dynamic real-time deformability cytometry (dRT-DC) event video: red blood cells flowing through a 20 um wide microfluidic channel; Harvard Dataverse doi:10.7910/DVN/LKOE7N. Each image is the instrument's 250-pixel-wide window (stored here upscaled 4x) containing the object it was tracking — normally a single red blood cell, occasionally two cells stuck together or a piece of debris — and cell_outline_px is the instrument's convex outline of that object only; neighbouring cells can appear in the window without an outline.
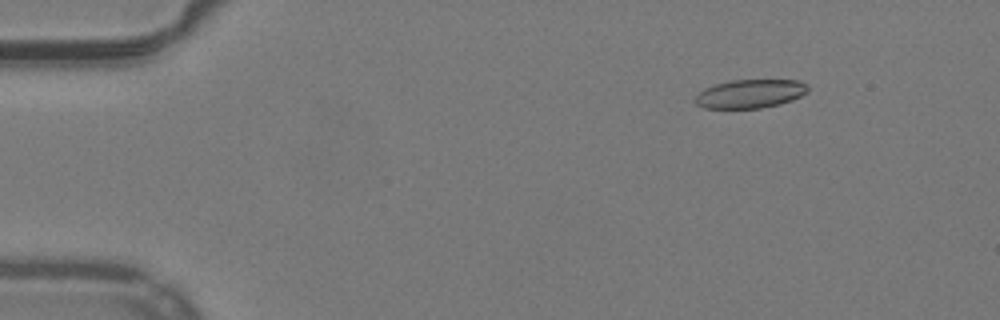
{"species": "common noctule bat (a hibernating species)", "species_latin": "Nyctalus noctula", "temperature_condition": "warm", "stored_images_in_passage": 54, "camera_frame_rate_fps": 3000, "um_per_image_px": 0.085, "animal": {"sex": "male", "body_mass_g": 19.2, "forearm_length_mm": 51.8}, "frame": {"image": 1, "passage_image": 8, "time_ms": 2.333, "image_size_px": [1000, 320], "cell_outline_px": [[808, 92], [792, 100], [780, 104], [760, 108], [704, 108], [696, 104], [692, 100], [704, 88], [716, 84], [732, 80], [800, 80], [808, 84]], "centroid_in_image_um": [63.77, 7.97], "position_along_channel_um": 21.2, "area_um2": 18.9}}
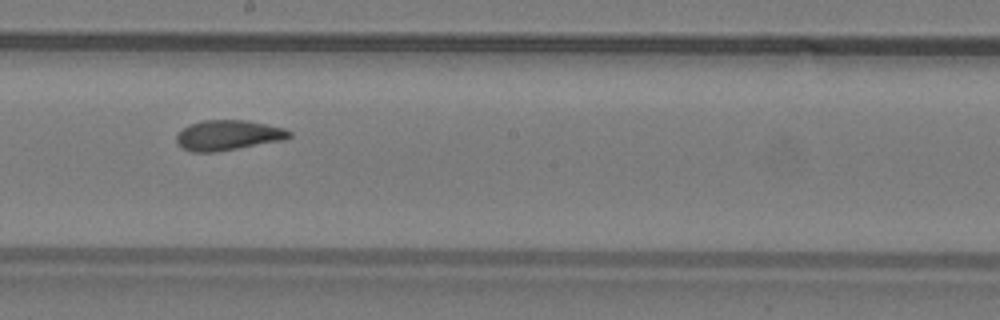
{"frame": {"image": 2, "passage_image": 31, "time_ms": 10.0, "image_size_px": [1000, 320], "cell_outline_px": [[292, 136], [284, 140], [216, 152], [192, 152], [176, 144], [176, 136], [184, 128], [192, 124], [204, 120], [248, 120], [284, 128], [292, 132]], "centroid_in_image_um": [19.41, 11.5], "position_along_channel_um": 228.8, "area_um2": 19.77}}
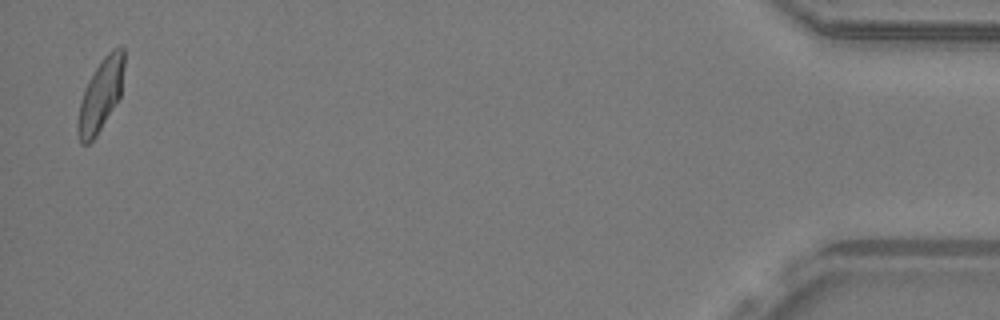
{"frame": {"image": 3, "passage_image": 53, "time_ms": 17.333, "image_size_px": [1000, 320], "cell_outline_px": [[124, 68], [120, 96], [116, 104], [96, 136], [88, 144], [80, 144], [76, 132], [76, 124], [80, 100], [84, 88], [88, 80], [104, 56], [112, 48], [120, 44], [124, 48]], "centroid_in_image_um": [8.54, 8.08], "position_along_channel_um": 426.7, "area_um2": 19.77}, "authors_computed_cell_mechanics": {"area_um2": 19.7387, "velocity_mm_per_s": 3.9394, "shape_relaxation_time_tau1_ms": 5.7721, "shape_relaxation_time_tau2_ms": 2.0582, "deformation_change_tau1": 0.1772, "deformation_change_tau2": 0.0869}}